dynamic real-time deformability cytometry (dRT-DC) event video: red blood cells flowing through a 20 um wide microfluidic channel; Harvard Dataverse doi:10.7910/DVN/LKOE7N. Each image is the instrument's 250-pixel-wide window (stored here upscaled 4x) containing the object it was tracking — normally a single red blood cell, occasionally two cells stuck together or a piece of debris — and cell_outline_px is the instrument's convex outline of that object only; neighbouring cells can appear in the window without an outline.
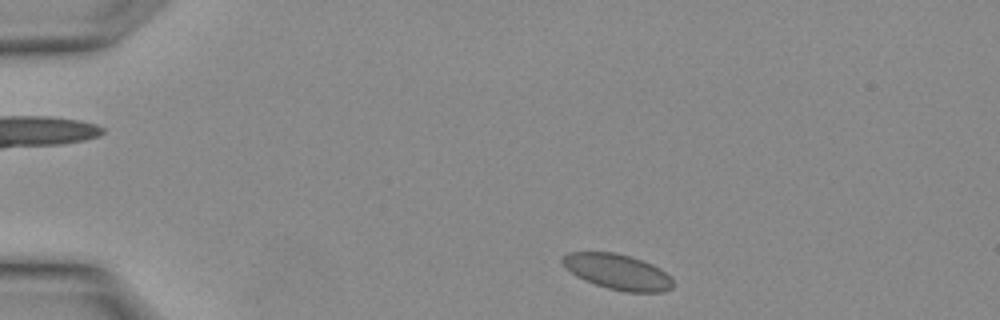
{"species": "Egyptian fruit bat (a non-hibernating species)", "species_latin": "Rousettus aegyptiacus", "temperature_condition": "warm", "stored_images_in_passage": 28, "camera_frame_rate_fps": 3000, "um_per_image_px": 0.085, "animal": {"sex": "female"}, "frame": {"image": 1, "passage_image": 2, "time_ms": 0.333, "image_size_px": [1000, 320], "cell_outline_px": [[672, 288], [664, 292], [624, 292], [608, 288], [596, 284], [576, 276], [560, 260], [568, 252], [616, 252], [632, 256], [652, 264], [660, 268], [672, 280]], "centroid_in_image_um": [52.51, 23.1], "position_along_channel_um": 32.5, "area_um2": 22.66}}
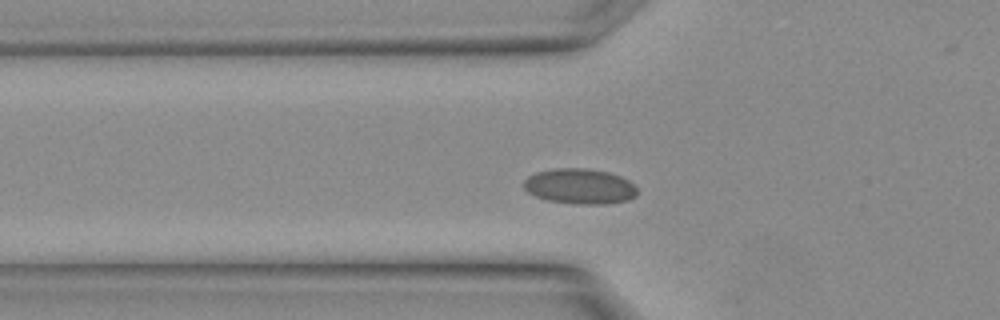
{"frame": {"image": 2, "passage_image": 7, "time_ms": 2.0, "image_size_px": [1000, 320], "cell_outline_px": [[636, 196], [628, 200], [604, 204], [580, 204], [548, 200], [536, 196], [528, 192], [524, 188], [524, 180], [528, 176], [536, 172], [552, 168], [584, 168], [608, 172], [620, 176], [628, 180], [636, 188]], "centroid_in_image_um": [49.26, 15.83], "position_along_channel_um": 76.5, "area_um2": 23.24}}
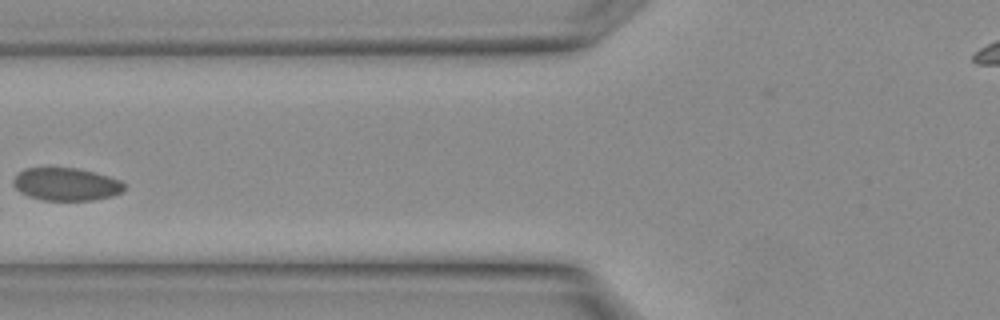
{"frame": {"image": 3, "passage_image": 9, "time_ms": 2.667, "image_size_px": [1000, 320], "cell_outline_px": [[124, 188], [120, 192], [112, 196], [92, 200], [40, 200], [28, 196], [20, 192], [12, 184], [12, 180], [16, 172], [24, 168], [76, 168], [108, 176], [120, 180], [124, 184]], "centroid_in_image_um": [5.55, 15.66], "position_along_channel_um": 120.2, "area_um2": 21.21}}